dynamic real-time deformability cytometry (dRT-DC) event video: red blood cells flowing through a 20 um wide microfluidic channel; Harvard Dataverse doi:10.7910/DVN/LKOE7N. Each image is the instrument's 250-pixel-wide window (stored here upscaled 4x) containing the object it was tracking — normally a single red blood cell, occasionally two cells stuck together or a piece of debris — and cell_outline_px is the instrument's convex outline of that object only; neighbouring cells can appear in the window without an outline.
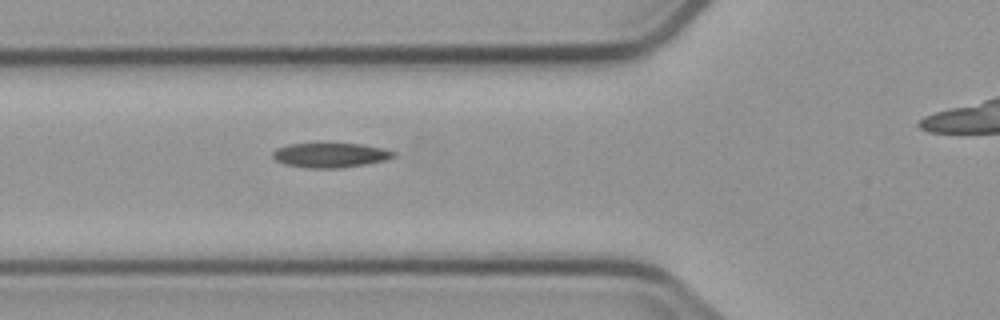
{"species": "common noctule bat (a hibernating species)", "species_latin": "Nyctalus noctula", "temperature_condition": "cold", "stored_images_in_passage": 7, "camera_frame_rate_fps": 3000, "um_per_image_px": 0.085, "animal": {"sex": "male", "body_mass_g": 23.1, "forearm_length_mm": 52.7}, "frame": {"image": 1, "passage_image": 6, "time_ms": 6.0, "image_size_px": [1000, 320], "cell_outline_px": [[396, 156], [388, 160], [368, 164], [340, 168], [304, 168], [284, 164], [276, 160], [272, 156], [272, 152], [276, 148], [288, 144], [364, 144], [384, 148], [396, 152]], "centroid_in_image_um": [28.12, 13.2], "position_along_channel_um": 97.7, "area_um2": 17.57}}